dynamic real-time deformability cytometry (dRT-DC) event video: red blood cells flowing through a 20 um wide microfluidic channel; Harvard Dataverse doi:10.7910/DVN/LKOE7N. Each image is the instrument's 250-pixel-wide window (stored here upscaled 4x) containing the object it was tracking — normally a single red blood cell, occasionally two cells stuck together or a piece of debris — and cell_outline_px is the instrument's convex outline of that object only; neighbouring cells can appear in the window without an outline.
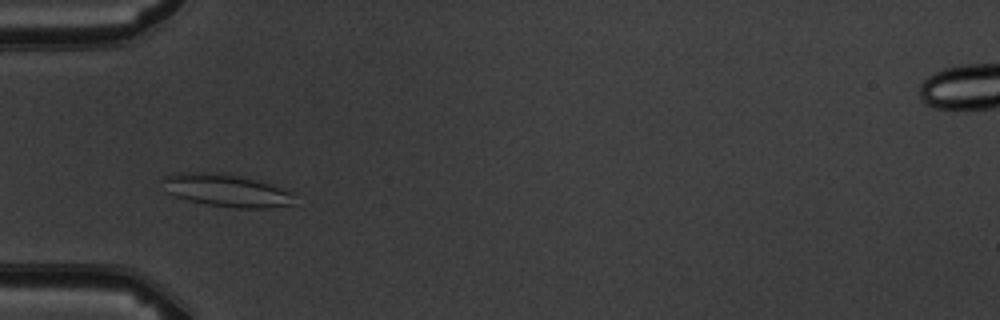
{"species": "common noctule bat (a hibernating species)", "species_latin": "Nyctalus noctula", "temperature_condition": "warm", "stored_images_in_passage": 10, "camera_frame_rate_fps": 3000, "um_per_image_px": 0.085, "animal": {"sex": "male", "body_mass_g": 19.5, "forearm_length_mm": 54.6}, "frame": {"image": 1, "passage_image": 4, "time_ms": 3.333, "image_size_px": [1000, 320], "cell_outline_px": [[292, 204], [268, 208], [236, 208], [204, 204], [172, 196], [164, 192], [160, 180], [164, 176], [180, 172], [216, 172], [256, 180], [272, 184], [288, 192]], "centroid_in_image_um": [19.07, 16.18], "position_along_channel_um": 65.9, "area_um2": 24.91}}
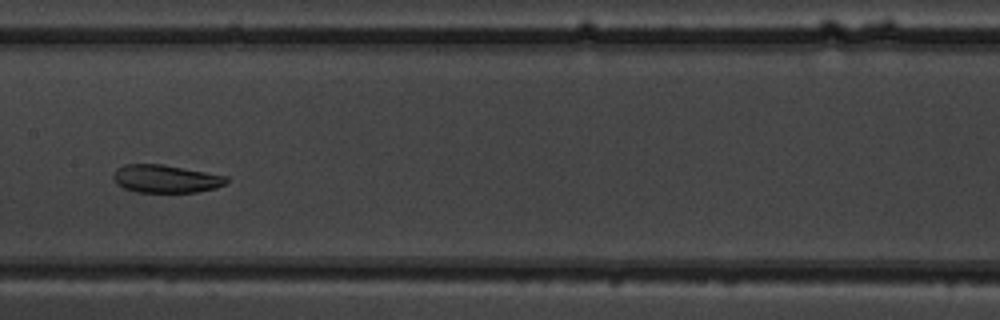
{"frame": {"image": 2, "passage_image": 7, "time_ms": 6.667, "image_size_px": [1000, 320], "cell_outline_px": [[228, 180], [224, 184], [216, 188], [196, 192], [136, 192], [124, 188], [116, 184], [112, 176], [116, 168], [124, 164], [164, 164], [228, 176]], "centroid_in_image_um": [14.07, 15.19], "position_along_channel_um": 193.3, "area_um2": 18.55}}
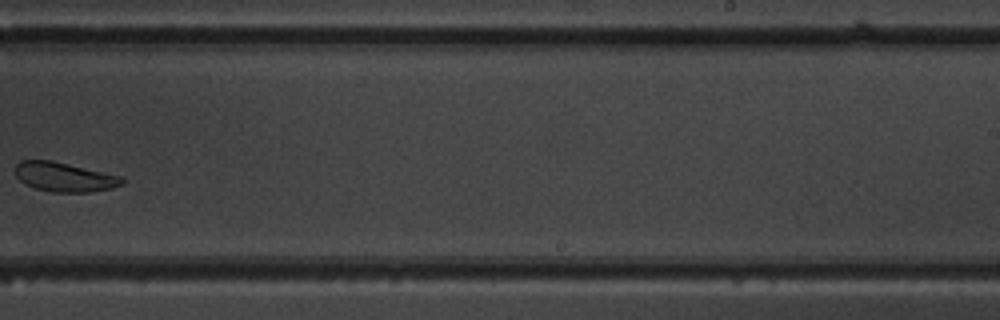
{"frame": {"image": 3, "passage_image": 9, "time_ms": 9.0, "image_size_px": [1000, 320], "cell_outline_px": [[124, 184], [112, 188], [88, 192], [52, 192], [36, 188], [24, 184], [16, 176], [16, 164], [20, 160], [52, 160], [124, 176]], "centroid_in_image_um": [5.51, 15.04], "position_along_channel_um": 283.5, "area_um2": 18.44}}